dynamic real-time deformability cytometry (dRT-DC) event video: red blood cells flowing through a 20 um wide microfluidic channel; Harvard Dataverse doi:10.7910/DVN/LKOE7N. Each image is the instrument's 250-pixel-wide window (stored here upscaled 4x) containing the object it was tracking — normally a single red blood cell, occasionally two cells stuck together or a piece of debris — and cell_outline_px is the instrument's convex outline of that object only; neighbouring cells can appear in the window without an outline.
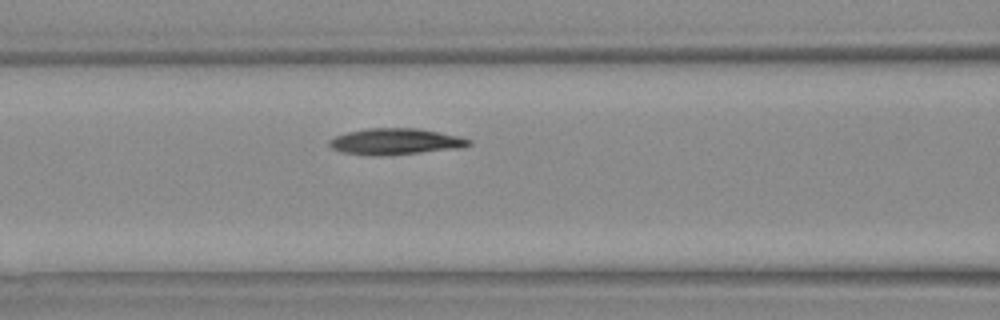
{"species": "Egyptian fruit bat (a non-hibernating species)", "species_latin": "Rousettus aegyptiacus", "temperature_condition": "warm", "stored_images_in_passage": 23, "camera_frame_rate_fps": 3000, "um_per_image_px": 0.085, "animal": {"sex": "female"}, "frame": {"image": 1, "passage_image": 4, "time_ms": 1.0, "image_size_px": [1000, 320], "cell_outline_px": [[472, 144], [464, 148], [376, 156], [340, 152], [332, 148], [328, 144], [328, 140], [336, 136], [348, 132], [368, 128], [416, 128], [440, 132], [460, 136], [472, 140]], "centroid_in_image_um": [33.64, 12.03], "position_along_channel_um": 133.0, "area_um2": 21.39}}
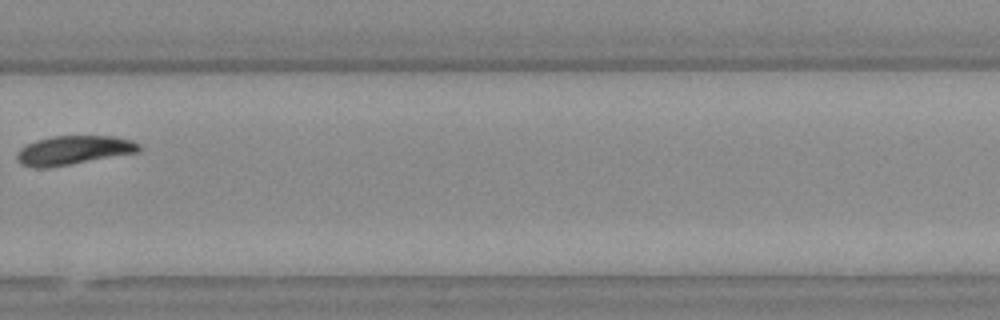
{"frame": {"image": 2, "passage_image": 14, "time_ms": 4.333, "image_size_px": [1000, 320], "cell_outline_px": [[140, 152], [48, 168], [36, 168], [20, 164], [16, 156], [20, 148], [36, 140], [52, 136], [112, 136], [132, 140], [140, 144]], "centroid_in_image_um": [6.26, 12.77], "position_along_channel_um": 323.5, "area_um2": 20.63}}